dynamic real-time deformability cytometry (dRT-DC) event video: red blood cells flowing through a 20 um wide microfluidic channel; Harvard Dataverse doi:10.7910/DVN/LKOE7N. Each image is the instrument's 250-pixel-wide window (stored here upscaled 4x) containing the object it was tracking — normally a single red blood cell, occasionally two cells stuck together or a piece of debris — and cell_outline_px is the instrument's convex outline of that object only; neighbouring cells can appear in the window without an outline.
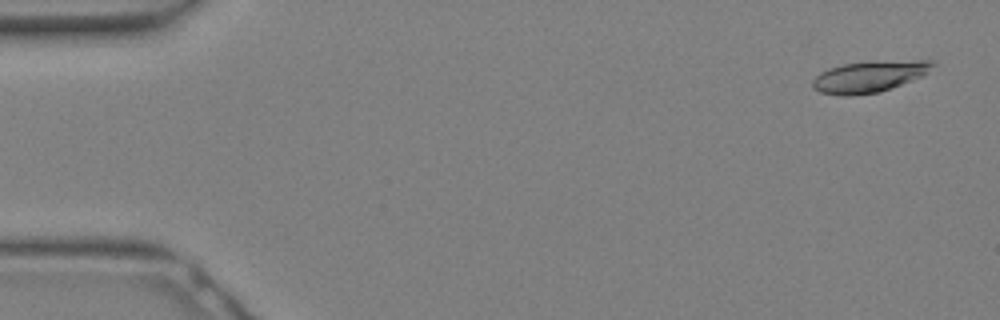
{"species": "Egyptian fruit bat (a non-hibernating species)", "species_latin": "Rousettus aegyptiacus", "temperature_condition": "warm", "stored_images_in_passage": 8, "camera_frame_rate_fps": 3000, "um_per_image_px": 0.085, "animal": {"sex": "female"}, "frame": {"image": 1, "passage_image": 1, "time_ms": 0.0, "image_size_px": [1000, 320], "cell_outline_px": [[936, 64], [920, 76], [880, 92], [852, 96], [840, 96], [820, 92], [812, 88], [812, 80], [820, 72], [828, 68], [844, 64], [920, 60], [932, 60]], "centroid_in_image_um": [73.8, 6.54], "position_along_channel_um": 11.2, "area_um2": 21.39}}